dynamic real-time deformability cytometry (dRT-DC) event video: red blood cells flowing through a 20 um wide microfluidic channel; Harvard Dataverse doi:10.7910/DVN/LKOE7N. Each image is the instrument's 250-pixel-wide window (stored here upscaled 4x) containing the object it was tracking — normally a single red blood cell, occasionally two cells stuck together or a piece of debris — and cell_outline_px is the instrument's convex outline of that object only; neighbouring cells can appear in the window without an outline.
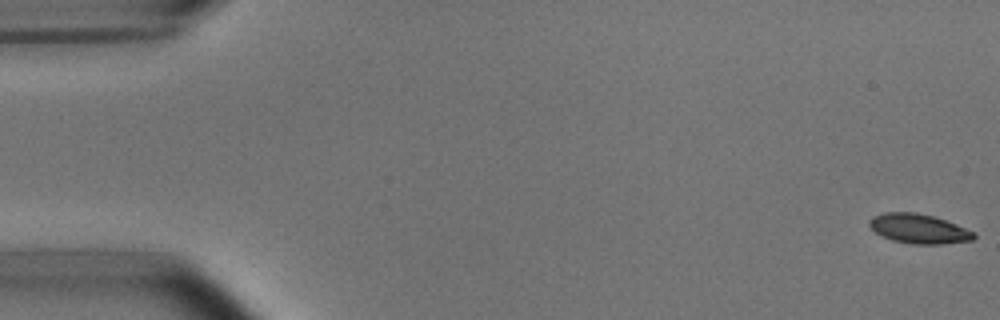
{"species": "common noctule bat (a hibernating species)", "species_latin": "Nyctalus noctula", "temperature_condition": "room temperature", "stored_images_in_passage": 53, "camera_frame_rate_fps": 3000, "um_per_image_px": 0.085, "animal": {"sex": "male", "body_mass_g": 15.6}, "frame": {"image": 1, "passage_image": 1, "time_ms": 0.0, "image_size_px": [1000, 320], "cell_outline_px": [[976, 236], [972, 240], [940, 244], [912, 244], [892, 240], [880, 236], [868, 224], [868, 220], [872, 216], [884, 212], [916, 212], [932, 216], [956, 224], [972, 232]], "centroid_in_image_um": [78.03, 19.44], "position_along_channel_um": 7.0, "area_um2": 17.86}}
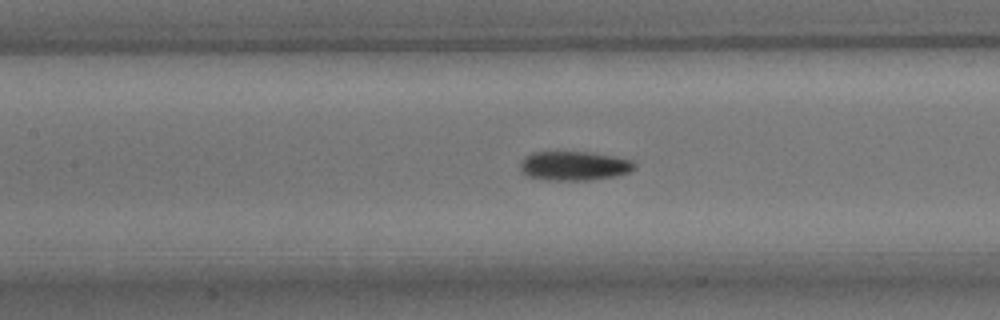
{"frame": {"image": 2, "passage_image": 24, "time_ms": 7.667, "image_size_px": [1000, 320], "cell_outline_px": [[636, 168], [632, 172], [616, 176], [588, 180], [548, 180], [528, 176], [520, 172], [520, 160], [524, 156], [532, 152], [588, 152], [612, 156], [632, 160], [636, 164]], "centroid_in_image_um": [48.79, 14.1], "position_along_channel_um": 158.6, "area_um2": 19.65}}
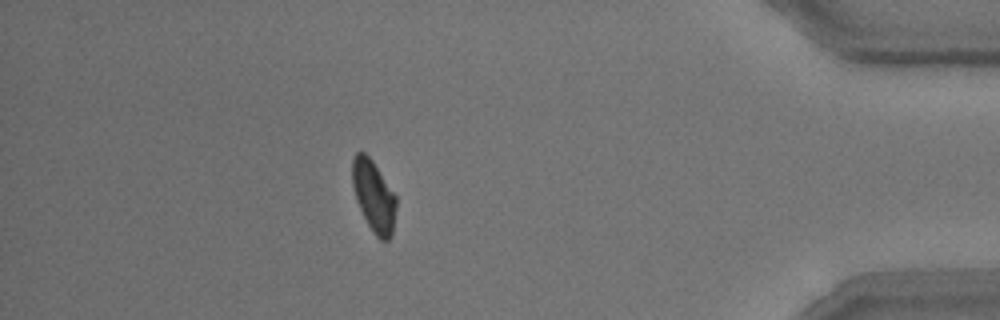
{"frame": {"image": 3, "passage_image": 47, "time_ms": 15.333, "image_size_px": [1000, 320], "cell_outline_px": [[396, 208], [392, 232], [388, 240], [380, 240], [376, 236], [368, 224], [356, 200], [352, 184], [352, 160], [356, 152], [364, 152], [372, 160], [396, 196]], "centroid_in_image_um": [31.76, 16.65], "position_along_channel_um": 403.4, "area_um2": 17.98}, "authors_computed_cell_mechanics": {"area_um2": 18.8428, "velocity_mm_per_s": 3.7815, "shape_relaxation_time_tau1_ms": 2.9381, "shape_relaxation_time_tau2_ms": 6.7746, "deformation_change_tau1": 0.1274, "deformation_change_tau2": 0.128}}